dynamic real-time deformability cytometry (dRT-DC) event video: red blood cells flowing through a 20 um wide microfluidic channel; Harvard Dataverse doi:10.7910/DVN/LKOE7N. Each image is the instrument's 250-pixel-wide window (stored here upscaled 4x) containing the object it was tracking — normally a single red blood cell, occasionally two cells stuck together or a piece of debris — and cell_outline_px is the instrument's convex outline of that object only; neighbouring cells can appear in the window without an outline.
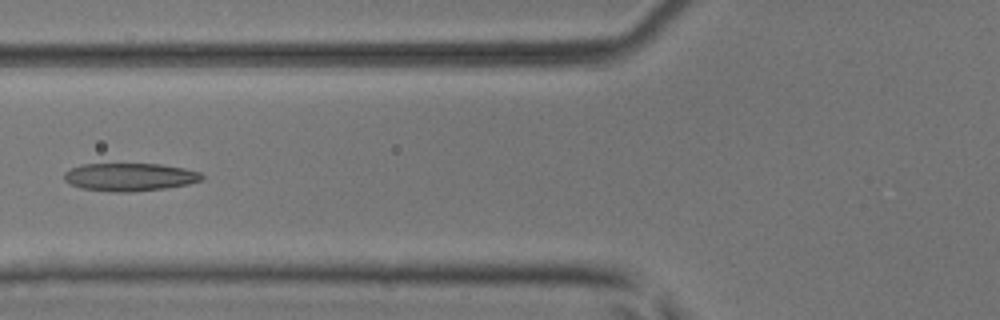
{"species": "common noctule bat (a hibernating species)", "species_latin": "Nyctalus noctula", "temperature_condition": "room temperature", "stored_images_in_passage": 5, "camera_frame_rate_fps": 3000, "um_per_image_px": 0.085, "animal": {"sex": "male", "body_mass_g": 17.9, "forearm_length_mm": 54.2}, "frame": {"image": 1, "passage_image": 5, "time_ms": 1.333, "image_size_px": [1000, 320], "cell_outline_px": [[204, 180], [188, 184], [164, 188], [128, 192], [112, 192], [80, 188], [64, 180], [64, 172], [80, 164], [160, 164], [184, 168], [200, 172], [204, 176]], "centroid_in_image_um": [11.04, 15.04], "position_along_channel_um": 114.8, "area_um2": 22.43}}